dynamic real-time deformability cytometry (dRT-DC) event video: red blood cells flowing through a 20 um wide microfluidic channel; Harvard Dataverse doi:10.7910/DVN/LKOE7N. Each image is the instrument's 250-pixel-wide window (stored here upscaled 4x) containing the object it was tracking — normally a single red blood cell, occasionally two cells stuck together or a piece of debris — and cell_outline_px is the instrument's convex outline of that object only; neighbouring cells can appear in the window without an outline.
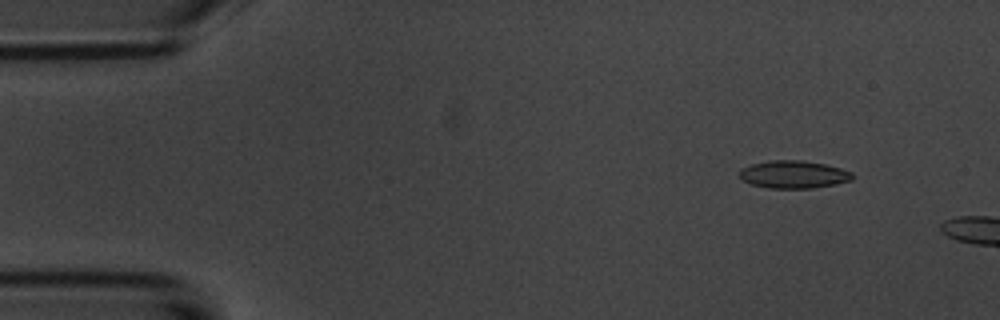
{"species": "common noctule bat (a hibernating species)", "species_latin": "Nyctalus noctula", "temperature_condition": "room temperature", "stored_images_in_passage": 3, "camera_frame_rate_fps": 3000, "um_per_image_px": 0.085, "animal": {"sex": "male", "body_mass_g": 20.1, "forearm_length_mm": 53.5}, "frame": {"image": 1, "passage_image": 2, "time_ms": 1.0, "image_size_px": [1000, 320], "cell_outline_px": [[852, 180], [836, 184], [812, 188], [768, 188], [752, 184], [740, 180], [736, 176], [736, 172], [740, 168], [752, 164], [768, 160], [800, 160], [824, 164], [840, 168], [852, 172]], "centroid_in_image_um": [67.37, 14.83], "position_along_channel_um": 17.6, "area_um2": 18.44}}